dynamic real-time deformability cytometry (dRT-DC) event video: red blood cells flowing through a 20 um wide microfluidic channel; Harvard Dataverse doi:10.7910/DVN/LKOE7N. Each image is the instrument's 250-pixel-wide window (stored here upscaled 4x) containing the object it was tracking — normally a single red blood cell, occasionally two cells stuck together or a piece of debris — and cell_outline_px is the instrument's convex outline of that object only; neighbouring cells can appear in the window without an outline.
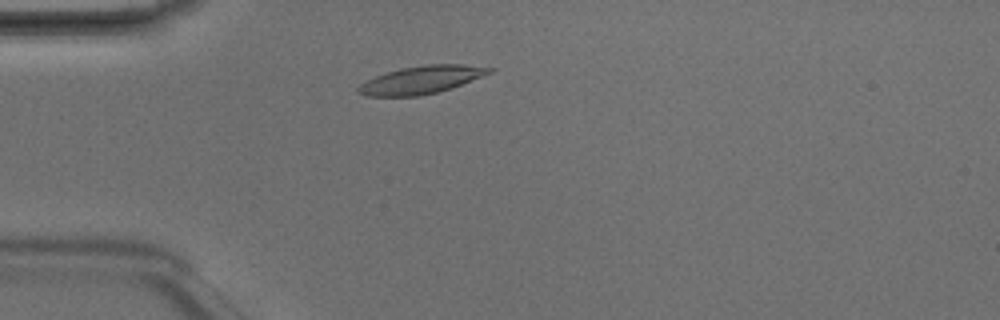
{"species": "Egyptian fruit bat (a non-hibernating species)", "species_latin": "Rousettus aegyptiacus", "temperature_condition": "room temperature", "stored_images_in_passage": 2, "camera_frame_rate_fps": 3000, "um_per_image_px": 0.085, "animal": {"sex": "male"}, "frame": {"image": 1, "passage_image": 2, "time_ms": 0.333, "image_size_px": [1000, 320], "cell_outline_px": [[496, 68], [492, 72], [452, 88], [420, 96], [364, 96], [356, 92], [356, 88], [360, 84], [376, 76], [400, 68], [428, 64], [464, 64]], "centroid_in_image_um": [35.81, 6.79], "position_along_channel_um": 49.2, "area_um2": 21.21}}